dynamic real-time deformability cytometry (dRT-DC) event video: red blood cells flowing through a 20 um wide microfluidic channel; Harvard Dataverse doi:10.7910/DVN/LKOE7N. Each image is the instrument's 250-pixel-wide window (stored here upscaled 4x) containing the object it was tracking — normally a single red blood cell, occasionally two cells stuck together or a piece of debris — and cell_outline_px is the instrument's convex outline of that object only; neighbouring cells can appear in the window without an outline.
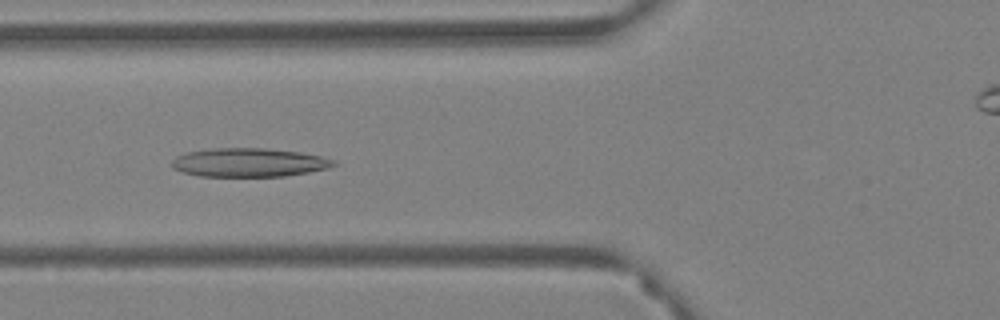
{"species": "Egyptian fruit bat (a non-hibernating species)", "species_latin": "Rousettus aegyptiacus", "temperature_condition": "warm", "stored_images_in_passage": 55, "camera_frame_rate_fps": 3000, "um_per_image_px": 0.085, "animal": {"sex": "female"}, "frame": {"image": 1, "passage_image": 17, "time_ms": 5.333, "image_size_px": [1000, 320], "cell_outline_px": [[336, 164], [328, 168], [308, 172], [284, 176], [200, 176], [184, 172], [172, 168], [172, 160], [176, 156], [184, 152], [212, 148], [264, 148], [300, 152], [320, 156], [336, 160]], "centroid_in_image_um": [21.14, 13.8], "position_along_channel_um": 104.7, "area_um2": 27.05}}
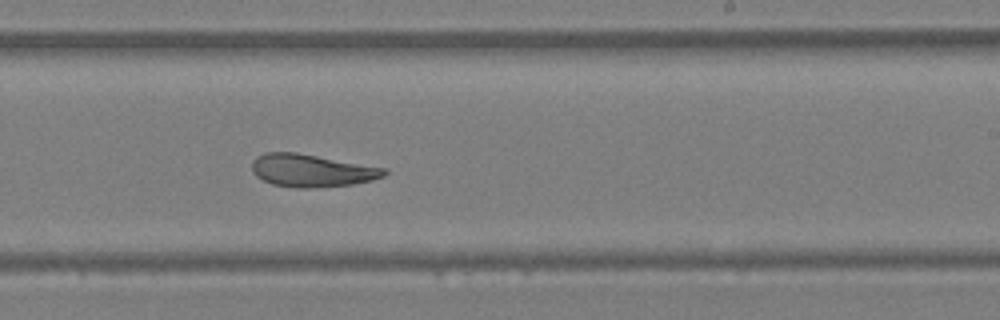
{"frame": {"image": 2, "passage_image": 31, "time_ms": 10.0, "image_size_px": [1000, 320], "cell_outline_px": [[388, 172], [384, 176], [372, 180], [352, 184], [312, 188], [300, 188], [272, 184], [256, 176], [252, 172], [252, 160], [256, 156], [264, 152], [296, 152], [388, 168]], "centroid_in_image_um": [26.49, 14.48], "position_along_channel_um": 262.5, "area_um2": 25.32}}
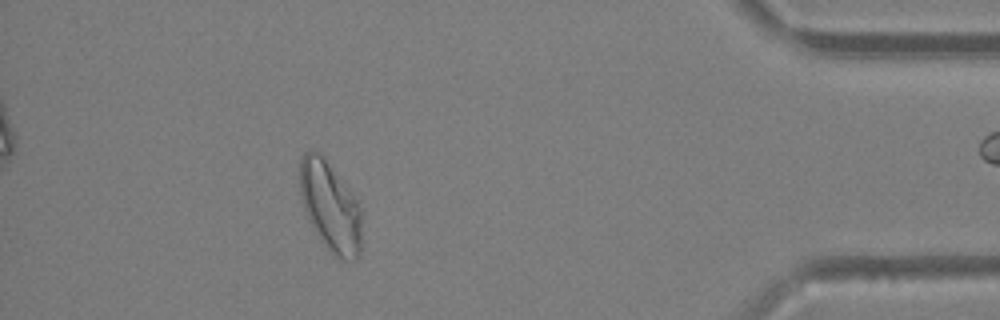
{"frame": {"image": 3, "passage_image": 48, "time_ms": 15.667, "image_size_px": [1000, 320], "cell_outline_px": [[360, 256], [356, 260], [340, 260], [320, 240], [304, 208], [300, 192], [300, 160], [304, 152], [308, 148], [312, 148], [320, 152], [324, 156], [352, 192], [360, 204]], "centroid_in_image_um": [28.07, 17.5], "position_along_channel_um": 407.1, "area_um2": 32.43}, "authors_computed_cell_mechanics": {"area_um2": 28.4376, "velocity_mm_per_s": 3.3861, "shape_relaxation_time_tau1_ms": null, "shape_relaxation_time_tau2_ms": 4.1465, "deformation_change_tau1": null, "deformation_change_tau2": 0.1191}}